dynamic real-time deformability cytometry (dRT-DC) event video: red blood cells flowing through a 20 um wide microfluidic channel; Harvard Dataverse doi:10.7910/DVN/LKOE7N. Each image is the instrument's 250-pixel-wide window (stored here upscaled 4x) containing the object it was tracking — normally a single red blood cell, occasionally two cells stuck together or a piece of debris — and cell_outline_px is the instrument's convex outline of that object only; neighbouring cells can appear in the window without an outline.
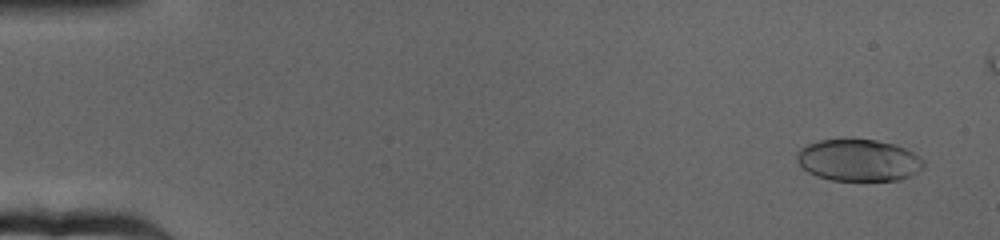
{"species": "human", "species_latin": "Homo sapiens", "temperature_condition": "cold", "stored_images_in_passage": 57, "camera_frame_rate_fps": 3000, "um_per_image_px": 0.085, "donor": {"sex": "female"}, "frame": {"image": 1, "passage_image": 4, "time_ms": 1.0, "image_size_px": [1000, 240], "cell_outline_px": [[924, 168], [912, 176], [896, 180], [832, 180], [816, 176], [808, 172], [796, 160], [796, 156], [800, 148], [808, 144], [820, 140], [876, 140], [896, 144], [920, 156], [924, 160]], "centroid_in_image_um": [73.01, 13.63], "position_along_channel_um": 12.0, "area_um2": 30.87}}
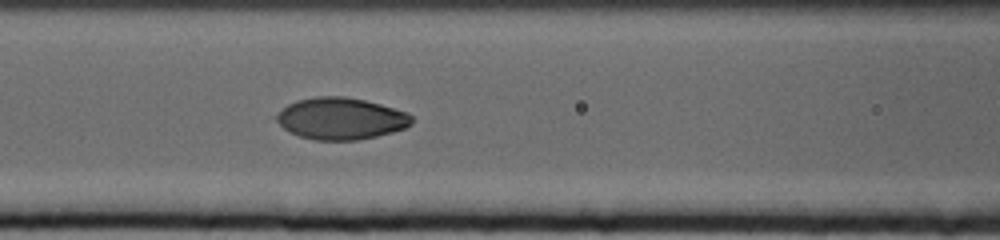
{"frame": {"image": 2, "passage_image": 29, "time_ms": 9.333, "image_size_px": [1000, 240], "cell_outline_px": [[412, 124], [404, 128], [392, 132], [360, 140], [312, 140], [300, 136], [284, 128], [276, 120], [276, 116], [288, 104], [296, 100], [316, 96], [344, 96], [364, 100], [380, 104], [408, 112], [412, 116]], "centroid_in_image_um": [28.99, 10.07], "position_along_channel_um": 137.6, "area_um2": 32.83}}
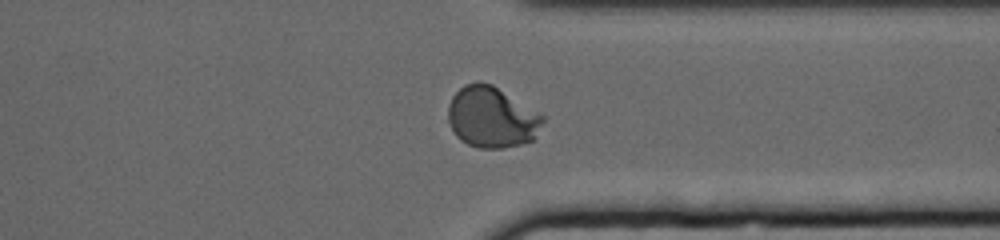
{"frame": {"image": 3, "passage_image": 51, "time_ms": 16.667, "image_size_px": [1000, 240], "cell_outline_px": [[544, 120], [532, 140], [520, 144], [500, 148], [480, 148], [468, 144], [460, 140], [456, 136], [448, 120], [448, 104], [452, 96], [464, 84], [492, 84], [544, 116]], "centroid_in_image_um": [41.77, 9.98], "position_along_channel_um": 369.6, "area_um2": 33.06}}